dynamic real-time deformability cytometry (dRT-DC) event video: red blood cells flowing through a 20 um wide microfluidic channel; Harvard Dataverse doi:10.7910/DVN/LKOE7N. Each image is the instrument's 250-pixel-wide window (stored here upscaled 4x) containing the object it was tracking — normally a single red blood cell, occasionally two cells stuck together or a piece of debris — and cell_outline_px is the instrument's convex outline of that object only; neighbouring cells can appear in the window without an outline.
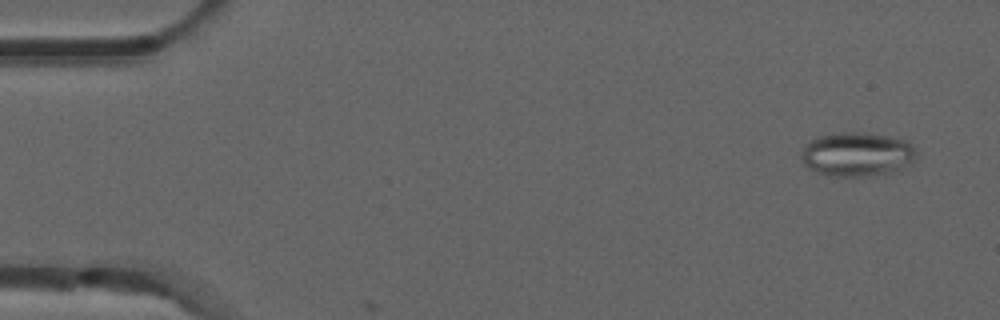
{"species": "common noctule bat (a hibernating species)", "species_latin": "Nyctalus noctula", "temperature_condition": "room temperature", "stored_images_in_passage": 5, "camera_frame_rate_fps": 3000, "um_per_image_px": 0.085, "animal": {"sex": "male", "forearm_length_mm": 52.5}, "frame": {"image": 1, "passage_image": 3, "time_ms": 0.667, "image_size_px": [1000, 320], "cell_outline_px": [[916, 156], [900, 172], [872, 176], [832, 176], [816, 172], [808, 168], [804, 164], [800, 156], [804, 144], [816, 136], [840, 132], [856, 132], [888, 136], [908, 140], [912, 144], [916, 152]], "centroid_in_image_um": [72.85, 13.12], "position_along_channel_um": 12.2, "area_um2": 30.11}}